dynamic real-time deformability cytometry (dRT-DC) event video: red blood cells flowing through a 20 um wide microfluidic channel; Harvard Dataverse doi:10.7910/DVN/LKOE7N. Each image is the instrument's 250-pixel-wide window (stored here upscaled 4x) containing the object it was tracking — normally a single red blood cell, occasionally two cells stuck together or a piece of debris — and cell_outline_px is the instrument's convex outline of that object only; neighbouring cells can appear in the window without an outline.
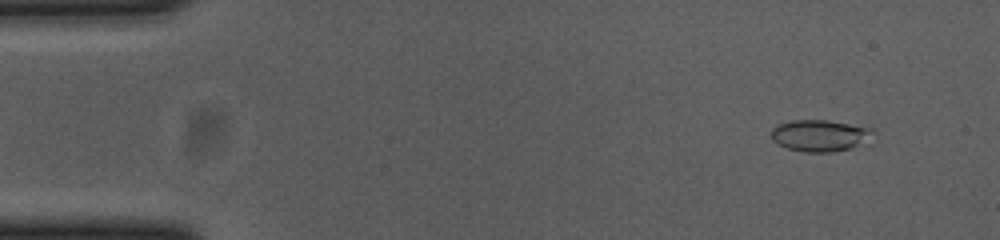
{"species": "common noctule bat (a hibernating species)", "species_latin": "Nyctalus noctula", "temperature_condition": "cold", "stored_images_in_passage": 52, "camera_frame_rate_fps": 3000, "um_per_image_px": 0.085, "animal": {"sex": "female", "body_mass_g": 23.0, "forearm_length_mm": 53.4}, "frame": {"image": 1, "passage_image": 5, "time_ms": 1.333, "image_size_px": [1000, 240], "cell_outline_px": [[876, 132], [856, 144], [848, 148], [832, 152], [804, 152], [788, 148], [772, 140], [772, 128], [776, 124], [792, 120], [828, 120], [872, 128]], "centroid_in_image_um": [69.62, 11.5], "position_along_channel_um": 15.4, "area_um2": 18.32}}
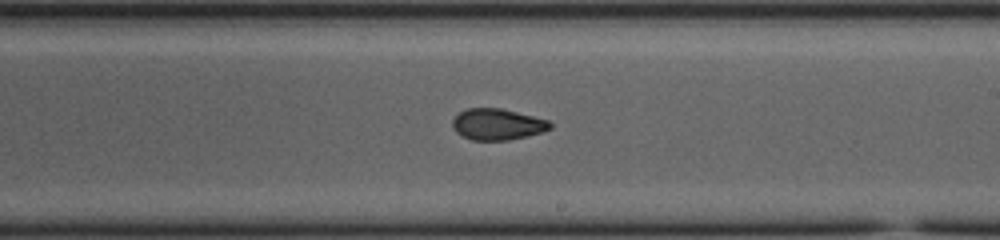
{"frame": {"image": 2, "passage_image": 32, "time_ms": 10.333, "image_size_px": [1000, 240], "cell_outline_px": [[552, 128], [544, 132], [528, 136], [508, 140], [472, 140], [456, 132], [452, 124], [452, 120], [460, 112], [468, 108], [500, 108], [548, 120], [552, 124]], "centroid_in_image_um": [42.3, 10.57], "position_along_channel_um": 246.7, "area_um2": 17.69}}
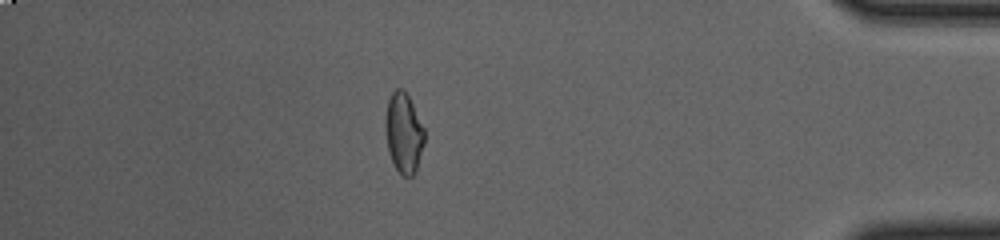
{"frame": {"image": 3, "passage_image": 48, "time_ms": 15.667, "image_size_px": [1000, 240], "cell_outline_px": [[424, 144], [416, 172], [412, 176], [404, 176], [396, 168], [388, 152], [384, 128], [384, 120], [388, 100], [392, 92], [396, 88], [404, 88], [424, 128]], "centroid_in_image_um": [34.3, 11.29], "position_along_channel_um": 400.9, "area_um2": 18.32}, "authors_computed_cell_mechanics": {"area_um2": 18.3515, "velocity_mm_per_s": 3.7028, "shape_relaxation_time_tau1_ms": 9.8235, "shape_relaxation_time_tau2_ms": 3.0194, "deformation_change_tau1": 0.1908, "deformation_change_tau2": 0.0768}}